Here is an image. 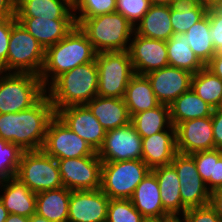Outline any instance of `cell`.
I'll list each match as a JSON object with an SVG mask.
<instances>
[{
	"label": "cell",
	"instance_id": "cell-46",
	"mask_svg": "<svg viewBox=\"0 0 222 222\" xmlns=\"http://www.w3.org/2000/svg\"><path fill=\"white\" fill-rule=\"evenodd\" d=\"M209 204L214 208L216 214L222 220V188L211 192Z\"/></svg>",
	"mask_w": 222,
	"mask_h": 222
},
{
	"label": "cell",
	"instance_id": "cell-36",
	"mask_svg": "<svg viewBox=\"0 0 222 222\" xmlns=\"http://www.w3.org/2000/svg\"><path fill=\"white\" fill-rule=\"evenodd\" d=\"M144 219L130 199H110L106 222H143Z\"/></svg>",
	"mask_w": 222,
	"mask_h": 222
},
{
	"label": "cell",
	"instance_id": "cell-28",
	"mask_svg": "<svg viewBox=\"0 0 222 222\" xmlns=\"http://www.w3.org/2000/svg\"><path fill=\"white\" fill-rule=\"evenodd\" d=\"M123 100L130 117L141 111L153 109L160 104L147 77L139 74H135L129 81Z\"/></svg>",
	"mask_w": 222,
	"mask_h": 222
},
{
	"label": "cell",
	"instance_id": "cell-30",
	"mask_svg": "<svg viewBox=\"0 0 222 222\" xmlns=\"http://www.w3.org/2000/svg\"><path fill=\"white\" fill-rule=\"evenodd\" d=\"M166 45L169 66L184 69L192 74H195L205 67L191 49L185 34L174 33L171 38L166 41Z\"/></svg>",
	"mask_w": 222,
	"mask_h": 222
},
{
	"label": "cell",
	"instance_id": "cell-37",
	"mask_svg": "<svg viewBox=\"0 0 222 222\" xmlns=\"http://www.w3.org/2000/svg\"><path fill=\"white\" fill-rule=\"evenodd\" d=\"M115 10L116 0H76L73 3V12H80L79 16L74 14V18H91L113 13Z\"/></svg>",
	"mask_w": 222,
	"mask_h": 222
},
{
	"label": "cell",
	"instance_id": "cell-26",
	"mask_svg": "<svg viewBox=\"0 0 222 222\" xmlns=\"http://www.w3.org/2000/svg\"><path fill=\"white\" fill-rule=\"evenodd\" d=\"M134 28L135 32L143 37L168 41L174 34L170 19V5L152 4Z\"/></svg>",
	"mask_w": 222,
	"mask_h": 222
},
{
	"label": "cell",
	"instance_id": "cell-57",
	"mask_svg": "<svg viewBox=\"0 0 222 222\" xmlns=\"http://www.w3.org/2000/svg\"><path fill=\"white\" fill-rule=\"evenodd\" d=\"M217 8L222 13V7H214Z\"/></svg>",
	"mask_w": 222,
	"mask_h": 222
},
{
	"label": "cell",
	"instance_id": "cell-24",
	"mask_svg": "<svg viewBox=\"0 0 222 222\" xmlns=\"http://www.w3.org/2000/svg\"><path fill=\"white\" fill-rule=\"evenodd\" d=\"M15 17L75 19L73 4L68 0H17Z\"/></svg>",
	"mask_w": 222,
	"mask_h": 222
},
{
	"label": "cell",
	"instance_id": "cell-53",
	"mask_svg": "<svg viewBox=\"0 0 222 222\" xmlns=\"http://www.w3.org/2000/svg\"><path fill=\"white\" fill-rule=\"evenodd\" d=\"M155 5H171L173 0H150Z\"/></svg>",
	"mask_w": 222,
	"mask_h": 222
},
{
	"label": "cell",
	"instance_id": "cell-16",
	"mask_svg": "<svg viewBox=\"0 0 222 222\" xmlns=\"http://www.w3.org/2000/svg\"><path fill=\"white\" fill-rule=\"evenodd\" d=\"M176 150L182 154L213 150V126L211 116L180 122L175 126Z\"/></svg>",
	"mask_w": 222,
	"mask_h": 222
},
{
	"label": "cell",
	"instance_id": "cell-56",
	"mask_svg": "<svg viewBox=\"0 0 222 222\" xmlns=\"http://www.w3.org/2000/svg\"><path fill=\"white\" fill-rule=\"evenodd\" d=\"M215 7H222V0Z\"/></svg>",
	"mask_w": 222,
	"mask_h": 222
},
{
	"label": "cell",
	"instance_id": "cell-21",
	"mask_svg": "<svg viewBox=\"0 0 222 222\" xmlns=\"http://www.w3.org/2000/svg\"><path fill=\"white\" fill-rule=\"evenodd\" d=\"M0 189L4 190L0 201L9 214L31 217L36 213V193L15 176L0 180Z\"/></svg>",
	"mask_w": 222,
	"mask_h": 222
},
{
	"label": "cell",
	"instance_id": "cell-1",
	"mask_svg": "<svg viewBox=\"0 0 222 222\" xmlns=\"http://www.w3.org/2000/svg\"><path fill=\"white\" fill-rule=\"evenodd\" d=\"M55 115V109L45 94L27 110L0 114V139L19 146L23 151L42 150L48 125Z\"/></svg>",
	"mask_w": 222,
	"mask_h": 222
},
{
	"label": "cell",
	"instance_id": "cell-55",
	"mask_svg": "<svg viewBox=\"0 0 222 222\" xmlns=\"http://www.w3.org/2000/svg\"><path fill=\"white\" fill-rule=\"evenodd\" d=\"M173 222H184L180 219V217H177Z\"/></svg>",
	"mask_w": 222,
	"mask_h": 222
},
{
	"label": "cell",
	"instance_id": "cell-23",
	"mask_svg": "<svg viewBox=\"0 0 222 222\" xmlns=\"http://www.w3.org/2000/svg\"><path fill=\"white\" fill-rule=\"evenodd\" d=\"M130 201L144 218H160L168 215L162 206L158 180L152 171L137 185Z\"/></svg>",
	"mask_w": 222,
	"mask_h": 222
},
{
	"label": "cell",
	"instance_id": "cell-51",
	"mask_svg": "<svg viewBox=\"0 0 222 222\" xmlns=\"http://www.w3.org/2000/svg\"><path fill=\"white\" fill-rule=\"evenodd\" d=\"M29 222H51L48 219L44 218L43 216L34 213L30 218Z\"/></svg>",
	"mask_w": 222,
	"mask_h": 222
},
{
	"label": "cell",
	"instance_id": "cell-18",
	"mask_svg": "<svg viewBox=\"0 0 222 222\" xmlns=\"http://www.w3.org/2000/svg\"><path fill=\"white\" fill-rule=\"evenodd\" d=\"M160 104L170 105L191 89L193 74L184 69L167 66L145 75Z\"/></svg>",
	"mask_w": 222,
	"mask_h": 222
},
{
	"label": "cell",
	"instance_id": "cell-31",
	"mask_svg": "<svg viewBox=\"0 0 222 222\" xmlns=\"http://www.w3.org/2000/svg\"><path fill=\"white\" fill-rule=\"evenodd\" d=\"M131 123L142 138L165 131L172 125L170 107L159 104L153 109L136 113L131 117Z\"/></svg>",
	"mask_w": 222,
	"mask_h": 222
},
{
	"label": "cell",
	"instance_id": "cell-25",
	"mask_svg": "<svg viewBox=\"0 0 222 222\" xmlns=\"http://www.w3.org/2000/svg\"><path fill=\"white\" fill-rule=\"evenodd\" d=\"M159 185L160 197L164 211L168 215L179 217L182 211L180 183L176 170L172 164L159 166L151 170ZM180 212V213H179Z\"/></svg>",
	"mask_w": 222,
	"mask_h": 222
},
{
	"label": "cell",
	"instance_id": "cell-12",
	"mask_svg": "<svg viewBox=\"0 0 222 222\" xmlns=\"http://www.w3.org/2000/svg\"><path fill=\"white\" fill-rule=\"evenodd\" d=\"M57 162L64 187L72 191L100 189L102 161L97 154Z\"/></svg>",
	"mask_w": 222,
	"mask_h": 222
},
{
	"label": "cell",
	"instance_id": "cell-27",
	"mask_svg": "<svg viewBox=\"0 0 222 222\" xmlns=\"http://www.w3.org/2000/svg\"><path fill=\"white\" fill-rule=\"evenodd\" d=\"M71 191L63 186L36 193V213L51 222H67Z\"/></svg>",
	"mask_w": 222,
	"mask_h": 222
},
{
	"label": "cell",
	"instance_id": "cell-33",
	"mask_svg": "<svg viewBox=\"0 0 222 222\" xmlns=\"http://www.w3.org/2000/svg\"><path fill=\"white\" fill-rule=\"evenodd\" d=\"M208 9L191 1L173 0L170 5V19L173 33L185 34L196 22L200 21Z\"/></svg>",
	"mask_w": 222,
	"mask_h": 222
},
{
	"label": "cell",
	"instance_id": "cell-29",
	"mask_svg": "<svg viewBox=\"0 0 222 222\" xmlns=\"http://www.w3.org/2000/svg\"><path fill=\"white\" fill-rule=\"evenodd\" d=\"M169 107L170 120L174 127L180 122L211 116L213 111L192 88L181 94Z\"/></svg>",
	"mask_w": 222,
	"mask_h": 222
},
{
	"label": "cell",
	"instance_id": "cell-4",
	"mask_svg": "<svg viewBox=\"0 0 222 222\" xmlns=\"http://www.w3.org/2000/svg\"><path fill=\"white\" fill-rule=\"evenodd\" d=\"M75 22L97 53L129 50L128 41L131 40L135 28L120 13L113 12L91 18H75Z\"/></svg>",
	"mask_w": 222,
	"mask_h": 222
},
{
	"label": "cell",
	"instance_id": "cell-6",
	"mask_svg": "<svg viewBox=\"0 0 222 222\" xmlns=\"http://www.w3.org/2000/svg\"><path fill=\"white\" fill-rule=\"evenodd\" d=\"M98 96L123 98L135 75L129 51L97 53Z\"/></svg>",
	"mask_w": 222,
	"mask_h": 222
},
{
	"label": "cell",
	"instance_id": "cell-38",
	"mask_svg": "<svg viewBox=\"0 0 222 222\" xmlns=\"http://www.w3.org/2000/svg\"><path fill=\"white\" fill-rule=\"evenodd\" d=\"M151 5L150 0H116L115 12L123 15L135 27Z\"/></svg>",
	"mask_w": 222,
	"mask_h": 222
},
{
	"label": "cell",
	"instance_id": "cell-54",
	"mask_svg": "<svg viewBox=\"0 0 222 222\" xmlns=\"http://www.w3.org/2000/svg\"><path fill=\"white\" fill-rule=\"evenodd\" d=\"M184 1H191L193 3L199 4V0H184Z\"/></svg>",
	"mask_w": 222,
	"mask_h": 222
},
{
	"label": "cell",
	"instance_id": "cell-5",
	"mask_svg": "<svg viewBox=\"0 0 222 222\" xmlns=\"http://www.w3.org/2000/svg\"><path fill=\"white\" fill-rule=\"evenodd\" d=\"M46 93L41 78L32 73L0 71V114L17 113L35 105Z\"/></svg>",
	"mask_w": 222,
	"mask_h": 222
},
{
	"label": "cell",
	"instance_id": "cell-41",
	"mask_svg": "<svg viewBox=\"0 0 222 222\" xmlns=\"http://www.w3.org/2000/svg\"><path fill=\"white\" fill-rule=\"evenodd\" d=\"M182 216L184 222H222L210 204L187 209Z\"/></svg>",
	"mask_w": 222,
	"mask_h": 222
},
{
	"label": "cell",
	"instance_id": "cell-50",
	"mask_svg": "<svg viewBox=\"0 0 222 222\" xmlns=\"http://www.w3.org/2000/svg\"><path fill=\"white\" fill-rule=\"evenodd\" d=\"M220 0H199V4L206 7L207 9L214 8Z\"/></svg>",
	"mask_w": 222,
	"mask_h": 222
},
{
	"label": "cell",
	"instance_id": "cell-52",
	"mask_svg": "<svg viewBox=\"0 0 222 222\" xmlns=\"http://www.w3.org/2000/svg\"><path fill=\"white\" fill-rule=\"evenodd\" d=\"M7 209L4 207L3 203L0 201V222H5L8 216Z\"/></svg>",
	"mask_w": 222,
	"mask_h": 222
},
{
	"label": "cell",
	"instance_id": "cell-44",
	"mask_svg": "<svg viewBox=\"0 0 222 222\" xmlns=\"http://www.w3.org/2000/svg\"><path fill=\"white\" fill-rule=\"evenodd\" d=\"M211 118L215 148L222 149V107L213 109Z\"/></svg>",
	"mask_w": 222,
	"mask_h": 222
},
{
	"label": "cell",
	"instance_id": "cell-14",
	"mask_svg": "<svg viewBox=\"0 0 222 222\" xmlns=\"http://www.w3.org/2000/svg\"><path fill=\"white\" fill-rule=\"evenodd\" d=\"M130 40L129 54L135 74L146 75L169 66L166 41L138 35Z\"/></svg>",
	"mask_w": 222,
	"mask_h": 222
},
{
	"label": "cell",
	"instance_id": "cell-47",
	"mask_svg": "<svg viewBox=\"0 0 222 222\" xmlns=\"http://www.w3.org/2000/svg\"><path fill=\"white\" fill-rule=\"evenodd\" d=\"M15 0H0V18L15 16Z\"/></svg>",
	"mask_w": 222,
	"mask_h": 222
},
{
	"label": "cell",
	"instance_id": "cell-10",
	"mask_svg": "<svg viewBox=\"0 0 222 222\" xmlns=\"http://www.w3.org/2000/svg\"><path fill=\"white\" fill-rule=\"evenodd\" d=\"M42 150L56 160L97 154L84 139L74 133L57 115L48 125Z\"/></svg>",
	"mask_w": 222,
	"mask_h": 222
},
{
	"label": "cell",
	"instance_id": "cell-13",
	"mask_svg": "<svg viewBox=\"0 0 222 222\" xmlns=\"http://www.w3.org/2000/svg\"><path fill=\"white\" fill-rule=\"evenodd\" d=\"M97 155L102 162L142 160V137L131 122L109 130Z\"/></svg>",
	"mask_w": 222,
	"mask_h": 222
},
{
	"label": "cell",
	"instance_id": "cell-48",
	"mask_svg": "<svg viewBox=\"0 0 222 222\" xmlns=\"http://www.w3.org/2000/svg\"><path fill=\"white\" fill-rule=\"evenodd\" d=\"M5 222H29V217L18 214H8Z\"/></svg>",
	"mask_w": 222,
	"mask_h": 222
},
{
	"label": "cell",
	"instance_id": "cell-2",
	"mask_svg": "<svg viewBox=\"0 0 222 222\" xmlns=\"http://www.w3.org/2000/svg\"><path fill=\"white\" fill-rule=\"evenodd\" d=\"M96 54L92 43L76 25L65 38L45 50V61L39 75L44 88L63 73L94 61Z\"/></svg>",
	"mask_w": 222,
	"mask_h": 222
},
{
	"label": "cell",
	"instance_id": "cell-58",
	"mask_svg": "<svg viewBox=\"0 0 222 222\" xmlns=\"http://www.w3.org/2000/svg\"><path fill=\"white\" fill-rule=\"evenodd\" d=\"M69 2H71L72 4L76 1V0H68Z\"/></svg>",
	"mask_w": 222,
	"mask_h": 222
},
{
	"label": "cell",
	"instance_id": "cell-11",
	"mask_svg": "<svg viewBox=\"0 0 222 222\" xmlns=\"http://www.w3.org/2000/svg\"><path fill=\"white\" fill-rule=\"evenodd\" d=\"M171 164L179 178L182 215L187 209L209 204L211 192L199 175L194 158L177 152Z\"/></svg>",
	"mask_w": 222,
	"mask_h": 222
},
{
	"label": "cell",
	"instance_id": "cell-8",
	"mask_svg": "<svg viewBox=\"0 0 222 222\" xmlns=\"http://www.w3.org/2000/svg\"><path fill=\"white\" fill-rule=\"evenodd\" d=\"M15 177L34 193L63 187L57 160L43 150L24 151Z\"/></svg>",
	"mask_w": 222,
	"mask_h": 222
},
{
	"label": "cell",
	"instance_id": "cell-42",
	"mask_svg": "<svg viewBox=\"0 0 222 222\" xmlns=\"http://www.w3.org/2000/svg\"><path fill=\"white\" fill-rule=\"evenodd\" d=\"M210 20V36L216 53H222V13L217 8L208 9Z\"/></svg>",
	"mask_w": 222,
	"mask_h": 222
},
{
	"label": "cell",
	"instance_id": "cell-39",
	"mask_svg": "<svg viewBox=\"0 0 222 222\" xmlns=\"http://www.w3.org/2000/svg\"><path fill=\"white\" fill-rule=\"evenodd\" d=\"M17 22L15 16L0 18V71L7 72V54L12 26Z\"/></svg>",
	"mask_w": 222,
	"mask_h": 222
},
{
	"label": "cell",
	"instance_id": "cell-32",
	"mask_svg": "<svg viewBox=\"0 0 222 222\" xmlns=\"http://www.w3.org/2000/svg\"><path fill=\"white\" fill-rule=\"evenodd\" d=\"M185 36L191 49L204 65L216 54L210 36V20L207 14L200 21L193 24L186 31Z\"/></svg>",
	"mask_w": 222,
	"mask_h": 222
},
{
	"label": "cell",
	"instance_id": "cell-40",
	"mask_svg": "<svg viewBox=\"0 0 222 222\" xmlns=\"http://www.w3.org/2000/svg\"><path fill=\"white\" fill-rule=\"evenodd\" d=\"M195 161L197 171L203 181L207 183L213 176L214 169V149L198 151L190 154Z\"/></svg>",
	"mask_w": 222,
	"mask_h": 222
},
{
	"label": "cell",
	"instance_id": "cell-20",
	"mask_svg": "<svg viewBox=\"0 0 222 222\" xmlns=\"http://www.w3.org/2000/svg\"><path fill=\"white\" fill-rule=\"evenodd\" d=\"M176 150L175 127L142 138V160L152 170L169 165L173 161Z\"/></svg>",
	"mask_w": 222,
	"mask_h": 222
},
{
	"label": "cell",
	"instance_id": "cell-15",
	"mask_svg": "<svg viewBox=\"0 0 222 222\" xmlns=\"http://www.w3.org/2000/svg\"><path fill=\"white\" fill-rule=\"evenodd\" d=\"M56 115L91 148L98 152L104 142L106 130L86 105H73L61 108Z\"/></svg>",
	"mask_w": 222,
	"mask_h": 222
},
{
	"label": "cell",
	"instance_id": "cell-34",
	"mask_svg": "<svg viewBox=\"0 0 222 222\" xmlns=\"http://www.w3.org/2000/svg\"><path fill=\"white\" fill-rule=\"evenodd\" d=\"M191 88L213 109L222 107V80L206 67L193 74Z\"/></svg>",
	"mask_w": 222,
	"mask_h": 222
},
{
	"label": "cell",
	"instance_id": "cell-19",
	"mask_svg": "<svg viewBox=\"0 0 222 222\" xmlns=\"http://www.w3.org/2000/svg\"><path fill=\"white\" fill-rule=\"evenodd\" d=\"M19 22L46 50L65 38L76 26L75 19H45L41 17H16Z\"/></svg>",
	"mask_w": 222,
	"mask_h": 222
},
{
	"label": "cell",
	"instance_id": "cell-45",
	"mask_svg": "<svg viewBox=\"0 0 222 222\" xmlns=\"http://www.w3.org/2000/svg\"><path fill=\"white\" fill-rule=\"evenodd\" d=\"M205 67L222 80V53H216Z\"/></svg>",
	"mask_w": 222,
	"mask_h": 222
},
{
	"label": "cell",
	"instance_id": "cell-22",
	"mask_svg": "<svg viewBox=\"0 0 222 222\" xmlns=\"http://www.w3.org/2000/svg\"><path fill=\"white\" fill-rule=\"evenodd\" d=\"M86 106L106 131L123 127L131 122L123 98L96 96Z\"/></svg>",
	"mask_w": 222,
	"mask_h": 222
},
{
	"label": "cell",
	"instance_id": "cell-9",
	"mask_svg": "<svg viewBox=\"0 0 222 222\" xmlns=\"http://www.w3.org/2000/svg\"><path fill=\"white\" fill-rule=\"evenodd\" d=\"M45 61V49L19 22L11 28L7 71L40 75ZM15 70V71H14Z\"/></svg>",
	"mask_w": 222,
	"mask_h": 222
},
{
	"label": "cell",
	"instance_id": "cell-49",
	"mask_svg": "<svg viewBox=\"0 0 222 222\" xmlns=\"http://www.w3.org/2000/svg\"><path fill=\"white\" fill-rule=\"evenodd\" d=\"M176 218L172 215H166L160 218H145L143 222H173Z\"/></svg>",
	"mask_w": 222,
	"mask_h": 222
},
{
	"label": "cell",
	"instance_id": "cell-7",
	"mask_svg": "<svg viewBox=\"0 0 222 222\" xmlns=\"http://www.w3.org/2000/svg\"><path fill=\"white\" fill-rule=\"evenodd\" d=\"M150 171L143 160L102 162L100 189L110 199H130Z\"/></svg>",
	"mask_w": 222,
	"mask_h": 222
},
{
	"label": "cell",
	"instance_id": "cell-43",
	"mask_svg": "<svg viewBox=\"0 0 222 222\" xmlns=\"http://www.w3.org/2000/svg\"><path fill=\"white\" fill-rule=\"evenodd\" d=\"M206 186L210 192L222 188V149H214L213 176L206 183Z\"/></svg>",
	"mask_w": 222,
	"mask_h": 222
},
{
	"label": "cell",
	"instance_id": "cell-35",
	"mask_svg": "<svg viewBox=\"0 0 222 222\" xmlns=\"http://www.w3.org/2000/svg\"><path fill=\"white\" fill-rule=\"evenodd\" d=\"M23 150L3 139H0V180L16 176Z\"/></svg>",
	"mask_w": 222,
	"mask_h": 222
},
{
	"label": "cell",
	"instance_id": "cell-3",
	"mask_svg": "<svg viewBox=\"0 0 222 222\" xmlns=\"http://www.w3.org/2000/svg\"><path fill=\"white\" fill-rule=\"evenodd\" d=\"M50 85L46 88V94L55 112L68 106L86 105L98 96L97 63L94 60L77 66L58 76Z\"/></svg>",
	"mask_w": 222,
	"mask_h": 222
},
{
	"label": "cell",
	"instance_id": "cell-17",
	"mask_svg": "<svg viewBox=\"0 0 222 222\" xmlns=\"http://www.w3.org/2000/svg\"><path fill=\"white\" fill-rule=\"evenodd\" d=\"M109 202L101 189L71 191L67 222H106Z\"/></svg>",
	"mask_w": 222,
	"mask_h": 222
}]
</instances>
